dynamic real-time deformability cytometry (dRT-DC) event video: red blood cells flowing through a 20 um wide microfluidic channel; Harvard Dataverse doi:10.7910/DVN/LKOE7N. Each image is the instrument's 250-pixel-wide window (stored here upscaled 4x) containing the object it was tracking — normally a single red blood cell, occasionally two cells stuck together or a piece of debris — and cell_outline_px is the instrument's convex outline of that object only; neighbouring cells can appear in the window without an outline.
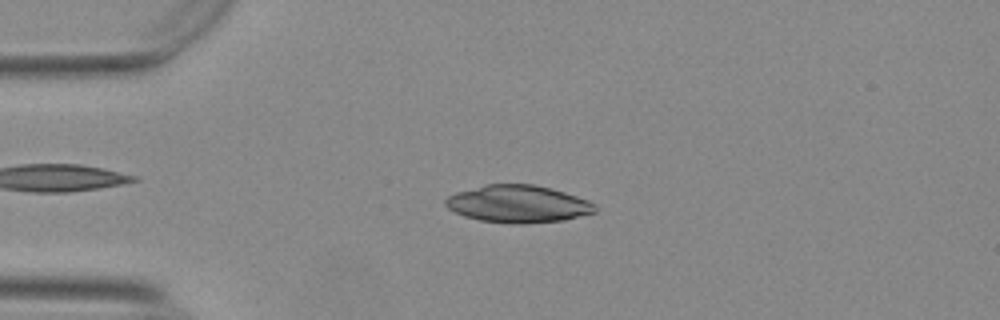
{"species": "Egyptian fruit bat (a non-hibernating species)", "species_latin": "Rousettus aegyptiacus", "temperature_condition": "warm", "stored_images_in_passage": 53, "camera_frame_rate_fps": 3000, "um_per_image_px": 0.085, "animal": {"sex": "female"}, "frame": {"image": 1, "passage_image": 12, "time_ms": 3.667, "image_size_px": [1000, 320], "cell_outline_px": [[596, 212], [564, 220], [520, 224], [516, 224], [480, 220], [464, 216], [448, 208], [444, 204], [444, 200], [448, 196], [456, 192], [488, 184], [532, 184], [552, 188], [588, 200], [596, 204]], "centroid_in_image_um": [44.04, 17.33], "position_along_channel_um": 41.0, "area_um2": 32.48}}
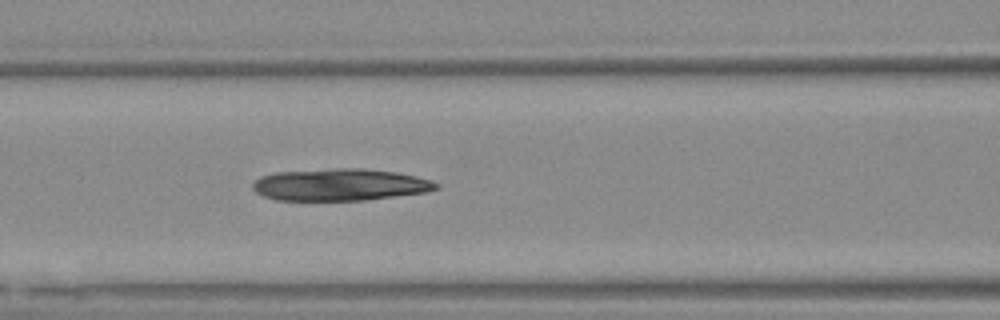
{"frame": {"image": 2, "passage_image": 22, "time_ms": 7.0, "image_size_px": [1000, 320], "cell_outline_px": [[440, 188], [428, 192], [364, 200], [276, 200], [264, 196], [256, 192], [252, 188], [252, 184], [260, 176], [276, 172], [336, 168], [360, 168], [396, 172], [416, 176], [440, 184]], "centroid_in_image_um": [28.9, 15.7], "position_along_channel_um": 137.7, "area_um2": 34.22}}
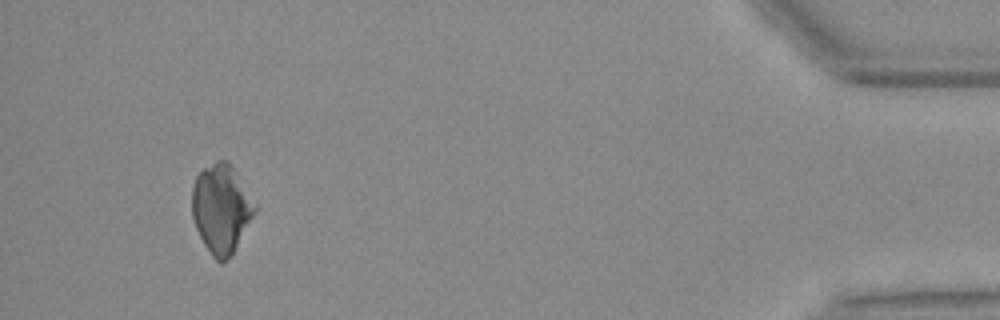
{"frame": {"image": 3, "passage_image": 50, "time_ms": 16.333, "image_size_px": [1000, 320], "cell_outline_px": [[256, 208], [232, 256], [220, 264], [212, 256], [204, 244], [196, 228], [192, 216], [192, 188], [196, 176], [204, 168], [216, 160], [228, 160]], "centroid_in_image_um": [18.76, 17.76], "position_along_channel_um": 416.4, "area_um2": 31.79}}